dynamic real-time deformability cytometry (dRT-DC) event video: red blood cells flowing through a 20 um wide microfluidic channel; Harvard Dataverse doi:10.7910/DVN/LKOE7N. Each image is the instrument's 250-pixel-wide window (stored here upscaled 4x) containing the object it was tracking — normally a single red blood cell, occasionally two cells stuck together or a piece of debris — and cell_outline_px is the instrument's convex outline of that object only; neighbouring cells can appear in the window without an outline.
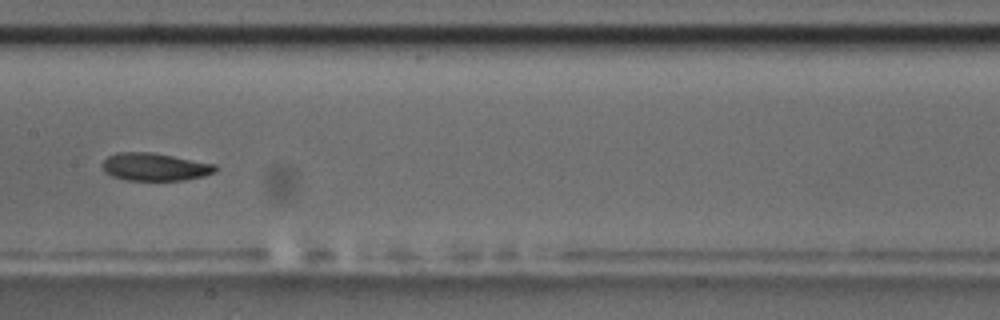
{"species": "common noctule bat (a hibernating species)", "species_latin": "Nyctalus noctula", "temperature_condition": "room temperature", "stored_images_in_passage": 10, "camera_frame_rate_fps": 3000, "um_per_image_px": 0.085, "animal": {"sex": "male", "body_mass_g": 17.5, "forearm_length_mm": 52.3}, "frame": {"image": 1, "passage_image": 9, "time_ms": 2.667, "image_size_px": [1000, 320], "cell_outline_px": [[216, 172], [204, 176], [184, 180], [124, 180], [112, 176], [104, 172], [100, 164], [108, 156], [116, 152], [152, 152], [216, 164]], "centroid_in_image_um": [13.13, 14.18], "position_along_channel_um": 194.3, "area_um2": 18.44}}